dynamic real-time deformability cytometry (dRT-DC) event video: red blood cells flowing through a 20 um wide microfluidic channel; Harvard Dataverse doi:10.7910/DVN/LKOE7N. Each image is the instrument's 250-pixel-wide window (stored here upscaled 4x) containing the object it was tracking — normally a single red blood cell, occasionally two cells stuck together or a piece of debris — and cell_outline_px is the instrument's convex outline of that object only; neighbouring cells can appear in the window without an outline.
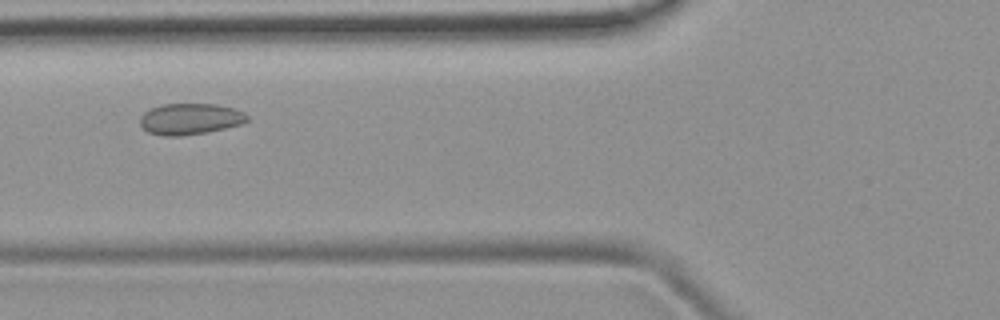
{"species": "common noctule bat (a hibernating species)", "species_latin": "Nyctalus noctula", "temperature_condition": "room temperature", "stored_images_in_passage": 2, "camera_frame_rate_fps": 3000, "um_per_image_px": 0.085, "animal": {"sex": "female", "body_mass_g": 19.9}, "frame": {"image": 1, "passage_image": 2, "time_ms": 1.333, "image_size_px": [1000, 320], "cell_outline_px": [[248, 120], [240, 124], [208, 132], [180, 136], [164, 136], [148, 132], [140, 124], [140, 116], [144, 112], [160, 104], [216, 104], [236, 108], [244, 112], [248, 116]], "centroid_in_image_um": [16.16, 10.1], "position_along_channel_um": 109.6, "area_um2": 19.54}}